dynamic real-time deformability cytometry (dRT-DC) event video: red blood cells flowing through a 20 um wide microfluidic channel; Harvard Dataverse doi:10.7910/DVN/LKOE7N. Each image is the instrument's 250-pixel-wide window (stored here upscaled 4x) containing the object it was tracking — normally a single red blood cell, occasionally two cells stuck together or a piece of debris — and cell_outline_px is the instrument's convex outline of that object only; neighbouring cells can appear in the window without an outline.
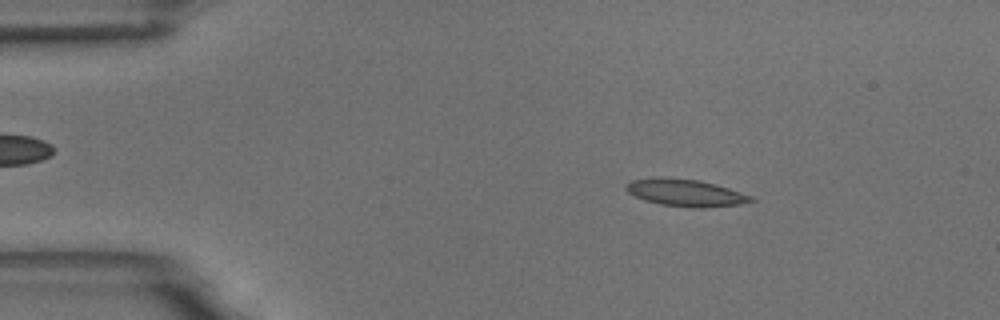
{"species": "common noctule bat (a hibernating species)", "species_latin": "Nyctalus noctula", "temperature_condition": "room temperature", "stored_images_in_passage": 58, "camera_frame_rate_fps": 3000, "um_per_image_px": 0.085, "animal": {"sex": "male", "body_mass_g": 18.8}, "frame": {"image": 1, "passage_image": 9, "time_ms": 2.667, "image_size_px": [1000, 320], "cell_outline_px": [[756, 200], [740, 204], [700, 208], [692, 208], [660, 204], [644, 200], [628, 192], [624, 188], [624, 184], [632, 180], [656, 176], [660, 176], [696, 180], [728, 188], [752, 196]], "centroid_in_image_um": [58.21, 16.38], "position_along_channel_um": 26.8, "area_um2": 19.71}}
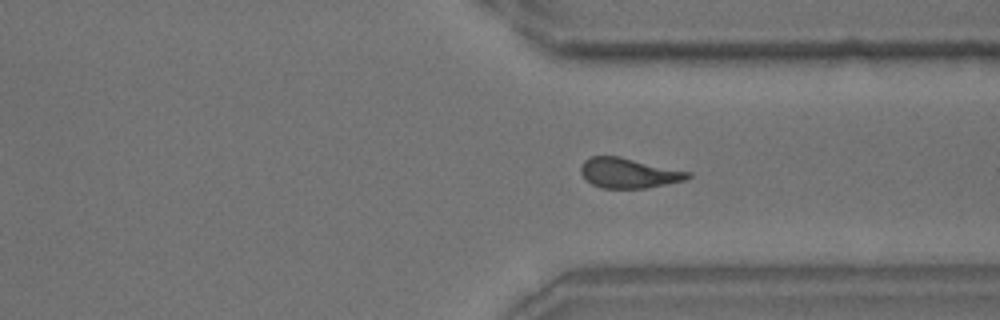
{"frame": {"image": 2, "passage_image": 43, "time_ms": 14.0, "image_size_px": [1000, 320], "cell_outline_px": [[692, 176], [688, 180], [648, 188], [600, 188], [592, 184], [580, 172], [580, 168], [584, 160], [592, 156], [620, 156], [692, 172]], "centroid_in_image_um": [53.49, 14.71], "position_along_channel_um": 357.9, "area_um2": 18.96}}
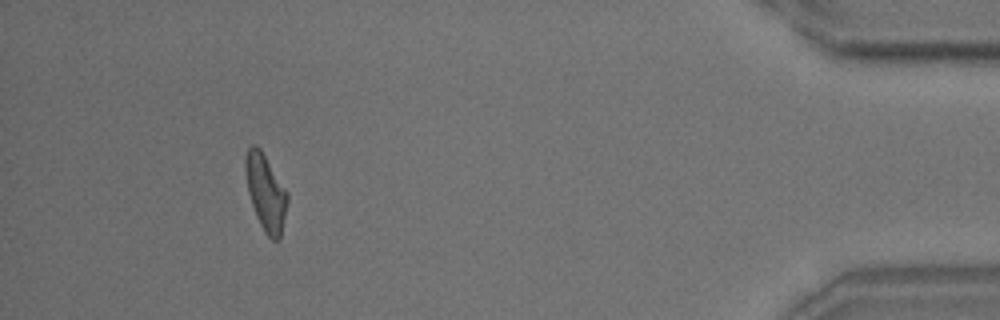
{"frame": {"image": 3, "passage_image": 53, "time_ms": 17.333, "image_size_px": [1000, 320], "cell_outline_px": [[288, 200], [280, 240], [272, 240], [264, 232], [256, 216], [248, 192], [244, 172], [244, 160], [248, 148], [252, 144], [256, 144], [260, 148], [288, 192]], "centroid_in_image_um": [22.57, 16.35], "position_along_channel_um": 412.6, "area_um2": 18.79}, "authors_computed_cell_mechanics": {"area_um2": 18.8717, "velocity_mm_per_s": 3.4756, "shape_relaxation_time_tau1_ms": 7.0434, "shape_relaxation_time_tau2_ms": 2.5135, "deformation_change_tau1": 0.1802, "deformation_change_tau2": 0.1014}}